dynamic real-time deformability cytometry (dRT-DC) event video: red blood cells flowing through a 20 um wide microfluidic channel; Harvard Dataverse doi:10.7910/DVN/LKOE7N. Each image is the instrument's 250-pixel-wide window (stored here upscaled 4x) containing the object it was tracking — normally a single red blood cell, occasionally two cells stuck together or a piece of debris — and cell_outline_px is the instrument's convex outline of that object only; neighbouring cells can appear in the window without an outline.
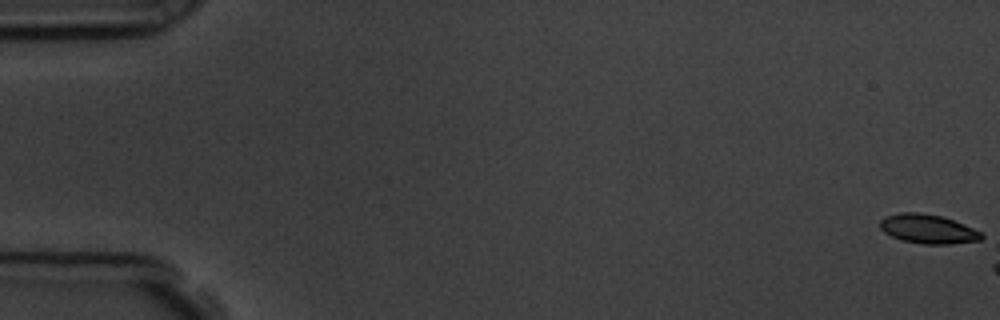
{"species": "common noctule bat (a hibernating species)", "species_latin": "Nyctalus noctula", "temperature_condition": "room temperature", "stored_images_in_passage": 7, "camera_frame_rate_fps": 3000, "um_per_image_px": 0.085, "animal": {"sex": "male", "body_mass_g": 19.5, "forearm_length_mm": 54.6}, "frame": {"image": 1, "passage_image": 1, "time_ms": 0.0, "image_size_px": [1000, 320], "cell_outline_px": [[984, 236], [980, 240], [948, 244], [924, 244], [904, 240], [892, 236], [884, 232], [880, 228], [880, 220], [884, 216], [900, 212], [920, 212], [944, 216], [984, 232]], "centroid_in_image_um": [78.9, 19.44], "position_along_channel_um": 6.1, "area_um2": 17.4}}